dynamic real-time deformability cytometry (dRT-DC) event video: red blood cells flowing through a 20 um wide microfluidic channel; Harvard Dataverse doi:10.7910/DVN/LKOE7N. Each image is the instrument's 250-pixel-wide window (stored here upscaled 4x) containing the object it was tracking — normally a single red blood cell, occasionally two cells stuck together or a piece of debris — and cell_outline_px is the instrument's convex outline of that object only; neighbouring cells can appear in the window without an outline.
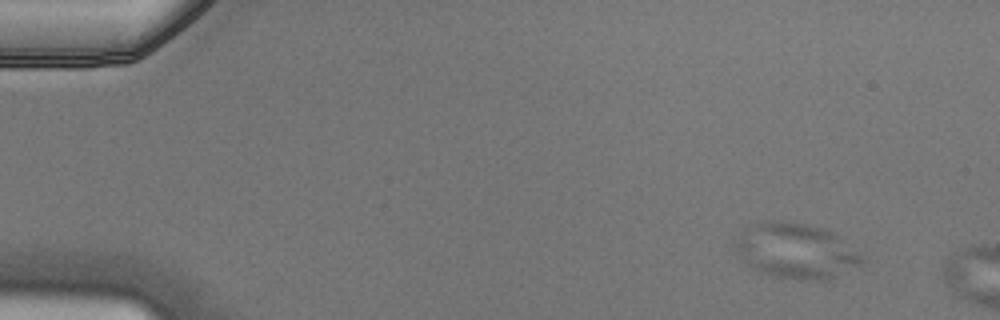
{"species": "Egyptian fruit bat (a non-hibernating species)", "species_latin": "Rousettus aegyptiacus", "temperature_condition": "cold", "stored_images_in_passage": 4, "camera_frame_rate_fps": 3000, "um_per_image_px": 0.085, "animal": {"sex": "male"}, "frame": {"image": 1, "passage_image": 2, "time_ms": 0.333, "image_size_px": [1000, 320], "cell_outline_px": [[864, 264], [828, 280], [800, 280], [776, 276], [760, 272], [732, 252], [732, 240], [740, 232], [856, 252], [864, 256]], "centroid_in_image_um": [67.5, 21.92], "position_along_channel_um": 17.5, "area_um2": 29.13}}